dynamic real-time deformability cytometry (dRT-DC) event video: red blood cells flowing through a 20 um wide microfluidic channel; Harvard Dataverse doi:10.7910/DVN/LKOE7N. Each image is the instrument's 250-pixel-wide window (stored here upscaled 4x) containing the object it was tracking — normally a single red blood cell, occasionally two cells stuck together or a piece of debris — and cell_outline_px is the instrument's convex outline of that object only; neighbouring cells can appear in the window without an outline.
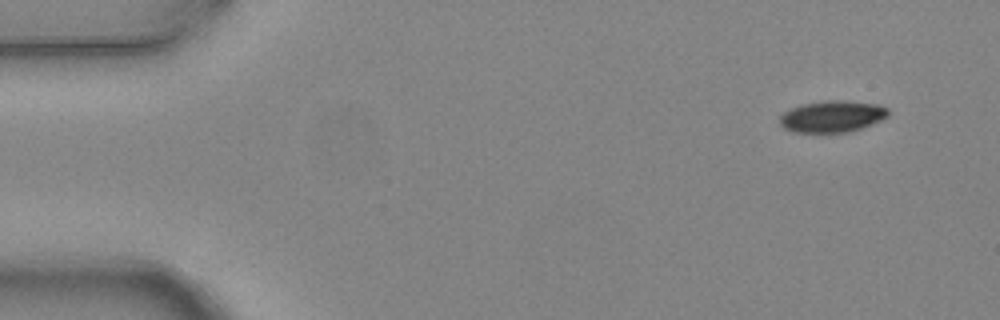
{"species": "common noctule bat (a hibernating species)", "species_latin": "Nyctalus noctula", "temperature_condition": "warm", "stored_images_in_passage": 5, "camera_frame_rate_fps": 3000, "um_per_image_px": 0.085, "animal": {"sex": "female", "body_mass_g": 24.6, "forearm_length_mm": 56.2}, "frame": {"image": 1, "passage_image": 1, "time_ms": 0.0, "image_size_px": [1000, 320], "cell_outline_px": [[888, 116], [872, 124], [848, 132], [792, 132], [784, 128], [780, 124], [780, 116], [784, 112], [792, 108], [804, 104], [828, 100], [840, 100], [880, 104], [888, 108]], "centroid_in_image_um": [70.75, 9.89], "position_along_channel_um": 14.3, "area_um2": 19.83}}
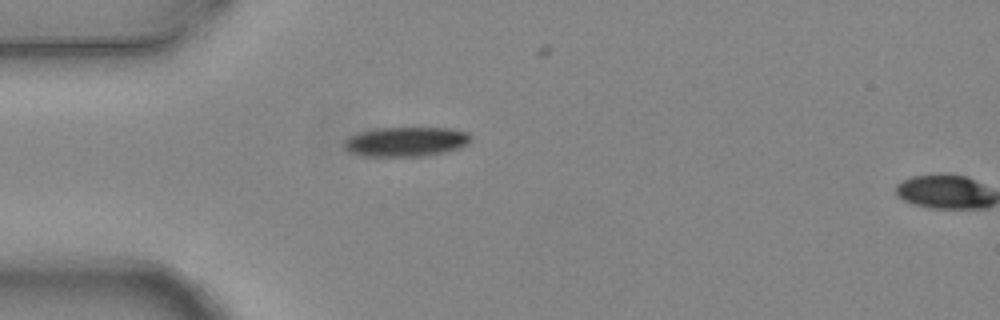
{"frame": {"image": 2, "passage_image": 4, "time_ms": 1.0, "image_size_px": [1000, 320], "cell_outline_px": [[472, 140], [468, 144], [460, 148], [444, 152], [424, 156], [364, 156], [348, 152], [344, 148], [344, 140], [348, 136], [360, 132], [376, 128], [452, 128], [468, 132], [472, 136]], "centroid_in_image_um": [34.52, 12.04], "position_along_channel_um": 50.5, "area_um2": 22.08}}